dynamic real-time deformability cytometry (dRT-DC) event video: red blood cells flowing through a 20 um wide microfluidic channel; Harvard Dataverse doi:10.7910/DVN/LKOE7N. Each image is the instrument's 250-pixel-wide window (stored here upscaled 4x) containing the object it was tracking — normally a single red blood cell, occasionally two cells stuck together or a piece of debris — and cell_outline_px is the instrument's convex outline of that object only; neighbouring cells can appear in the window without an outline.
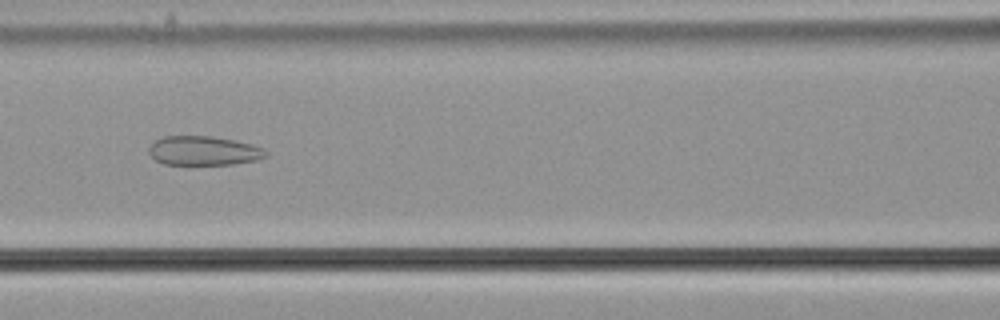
{"species": "common noctule bat (a hibernating species)", "species_latin": "Nyctalus noctula", "temperature_condition": "cold", "stored_images_in_passage": 56, "camera_frame_rate_fps": 3000, "um_per_image_px": 0.085, "animal": {"sex": "male", "body_mass_g": 21.5, "forearm_length_mm": 52.0}, "frame": {"image": 1, "passage_image": 25, "time_ms": 8.0, "image_size_px": [1000, 320], "cell_outline_px": [[268, 156], [256, 160], [232, 164], [188, 168], [164, 164], [156, 160], [148, 152], [148, 148], [156, 140], [164, 136], [212, 136], [252, 144], [264, 148], [268, 152]], "centroid_in_image_um": [17.29, 12.87], "position_along_channel_um": 149.3, "area_um2": 20.81}}
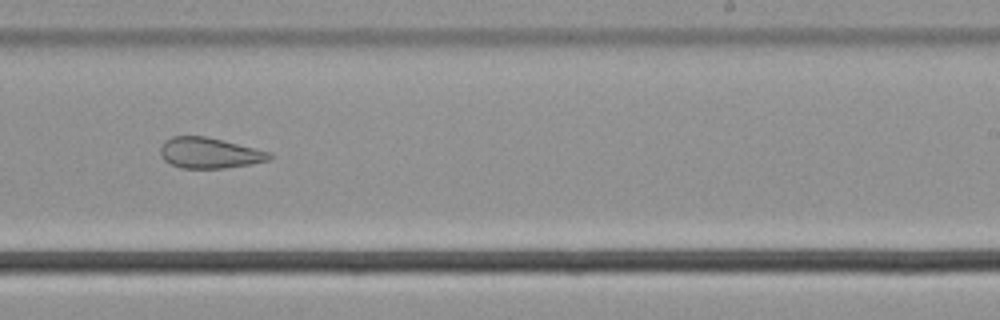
{"frame": {"image": 2, "passage_image": 35, "time_ms": 11.333, "image_size_px": [1000, 320], "cell_outline_px": [[272, 160], [252, 164], [224, 168], [180, 168], [164, 160], [160, 156], [160, 148], [164, 140], [172, 136], [204, 136], [272, 152]], "centroid_in_image_um": [17.81, 13.01], "position_along_channel_um": 271.2, "area_um2": 19.59}}
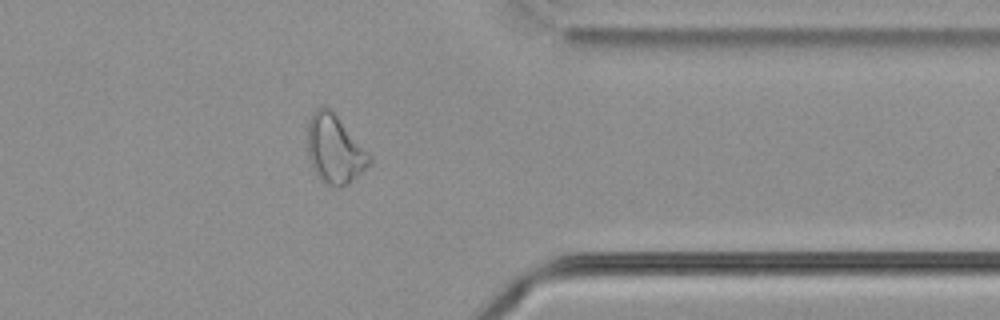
{"frame": {"image": 3, "passage_image": 45, "time_ms": 14.667, "image_size_px": [1000, 320], "cell_outline_px": [[372, 164], [348, 184], [340, 188], [336, 188], [324, 184], [320, 180], [308, 156], [308, 120], [312, 112], [316, 108], [324, 104], [332, 108], [372, 156]], "centroid_in_image_um": [28.47, 12.66], "position_along_channel_um": 382.9, "area_um2": 25.37}, "authors_computed_cell_mechanics": {"area_um2": 26.4146, "velocity_mm_per_s": 3.6677, "shape_relaxation_time_tau1_ms": null, "shape_relaxation_time_tau2_ms": 2.408, "deformation_change_tau1": null, "deformation_change_tau2": 0.104}}